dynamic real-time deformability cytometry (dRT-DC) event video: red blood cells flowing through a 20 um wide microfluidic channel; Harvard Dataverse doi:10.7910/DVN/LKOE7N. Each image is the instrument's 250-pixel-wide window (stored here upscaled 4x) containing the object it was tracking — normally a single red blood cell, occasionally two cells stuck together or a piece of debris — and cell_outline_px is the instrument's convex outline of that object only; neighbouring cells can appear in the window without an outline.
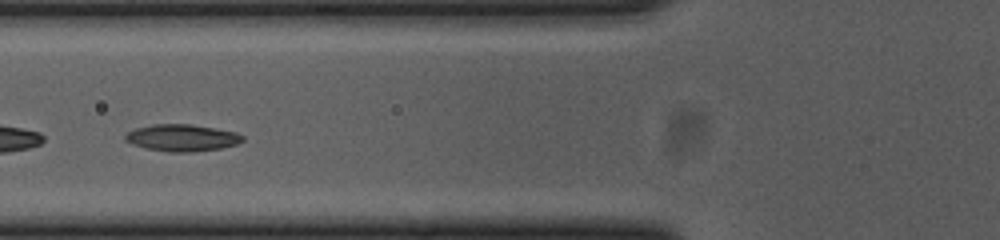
{"species": "common noctule bat (a hibernating species)", "species_latin": "Nyctalus noctula", "temperature_condition": "cold", "stored_images_in_passage": 29, "camera_frame_rate_fps": 3000, "um_per_image_px": 0.085, "animal": {"sex": "female", "body_mass_g": 23.0, "forearm_length_mm": 53.4}, "frame": {"image": 1, "passage_image": 5, "time_ms": 1.333, "image_size_px": [1000, 240], "cell_outline_px": [[244, 140], [236, 144], [220, 148], [192, 152], [172, 152], [148, 148], [132, 144], [124, 140], [124, 136], [128, 132], [136, 128], [152, 124], [192, 124], [236, 132], [244, 136]], "centroid_in_image_um": [15.47, 11.7], "position_along_channel_um": 110.3, "area_um2": 18.26}}
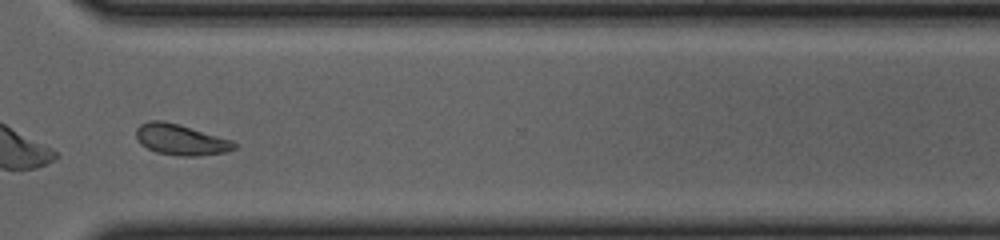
{"frame": {"image": 2, "passage_image": 25, "time_ms": 8.0, "image_size_px": [1000, 240], "cell_outline_px": [[236, 148], [224, 152], [200, 156], [180, 156], [156, 152], [140, 144], [136, 136], [136, 128], [140, 124], [148, 120], [164, 120], [180, 124], [236, 140]], "centroid_in_image_um": [15.39, 11.85], "position_along_channel_um": 355.2, "area_um2": 18.03}, "authors_computed_cell_mechanics": {"area_um2": 17.3978, "velocity_mm_per_s": 3.6698, "shape_relaxation_time_tau1_ms": 2.9606, "shape_relaxation_time_tau2_ms": null, "deformation_change_tau1": 0.1186, "deformation_change_tau2": null}}